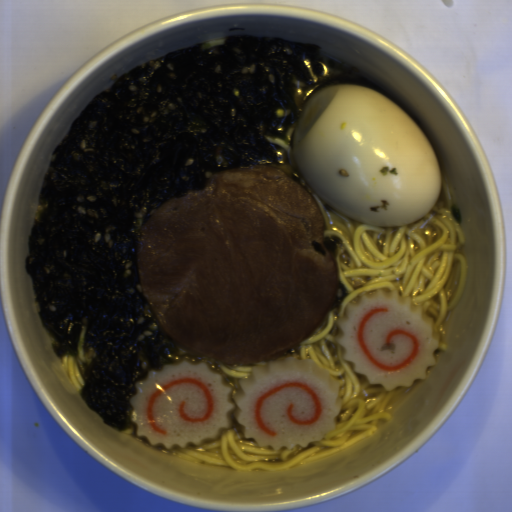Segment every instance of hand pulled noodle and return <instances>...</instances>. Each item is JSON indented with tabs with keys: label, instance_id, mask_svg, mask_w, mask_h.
Instances as JSON below:
<instances>
[{
	"label": "hand pulled noodle",
	"instance_id": "obj_1",
	"mask_svg": "<svg viewBox=\"0 0 512 512\" xmlns=\"http://www.w3.org/2000/svg\"><path fill=\"white\" fill-rule=\"evenodd\" d=\"M299 116L283 139L265 134L270 142H277L284 155V164L275 167L306 188L323 216L324 236L336 234L342 243L338 242L332 253L337 275L332 305L314 330L278 361L310 360L328 372L339 386L342 400L336 427L307 446L276 450L260 446L254 438L245 439L244 427L232 412V427L217 438H206L200 445L175 443L169 449L160 445L170 456L243 472L287 471L373 432L380 419L394 420L395 409L422 378L411 386L385 390L379 384H368L367 376L356 373L352 361L344 359V347L337 339L342 330L338 319L346 316L350 303L360 301L362 292H396L409 298L412 306L431 317L433 337L439 342L436 350L444 351L443 323L464 289L467 263L461 255L464 234L451 214L452 197L442 173L437 203L418 220L400 226L360 223L327 202L302 178L293 152Z\"/></svg>",
	"mask_w": 512,
	"mask_h": 512
},
{
	"label": "hand pulled noodle",
	"instance_id": "obj_2",
	"mask_svg": "<svg viewBox=\"0 0 512 512\" xmlns=\"http://www.w3.org/2000/svg\"><path fill=\"white\" fill-rule=\"evenodd\" d=\"M84 330L82 329L81 334L79 336L77 342V352L76 355L70 356H59L60 360V369L73 388L80 392L81 387L83 385L82 378V363L85 365L89 361V359L94 354L93 349L89 348L82 352L83 349V341H84Z\"/></svg>",
	"mask_w": 512,
	"mask_h": 512
},
{
	"label": "hand pulled noodle",
	"instance_id": "obj_3",
	"mask_svg": "<svg viewBox=\"0 0 512 512\" xmlns=\"http://www.w3.org/2000/svg\"><path fill=\"white\" fill-rule=\"evenodd\" d=\"M270 362H260L255 365H230L216 361L218 370L213 371L221 373L225 381L232 386L233 391H237L240 380L247 379L254 367L267 365Z\"/></svg>",
	"mask_w": 512,
	"mask_h": 512
},
{
	"label": "hand pulled noodle",
	"instance_id": "obj_4",
	"mask_svg": "<svg viewBox=\"0 0 512 512\" xmlns=\"http://www.w3.org/2000/svg\"><path fill=\"white\" fill-rule=\"evenodd\" d=\"M136 427V424L135 422L130 426V427H127V429H122V433H126V434H131L133 432V430L135 429Z\"/></svg>",
	"mask_w": 512,
	"mask_h": 512
}]
</instances>
